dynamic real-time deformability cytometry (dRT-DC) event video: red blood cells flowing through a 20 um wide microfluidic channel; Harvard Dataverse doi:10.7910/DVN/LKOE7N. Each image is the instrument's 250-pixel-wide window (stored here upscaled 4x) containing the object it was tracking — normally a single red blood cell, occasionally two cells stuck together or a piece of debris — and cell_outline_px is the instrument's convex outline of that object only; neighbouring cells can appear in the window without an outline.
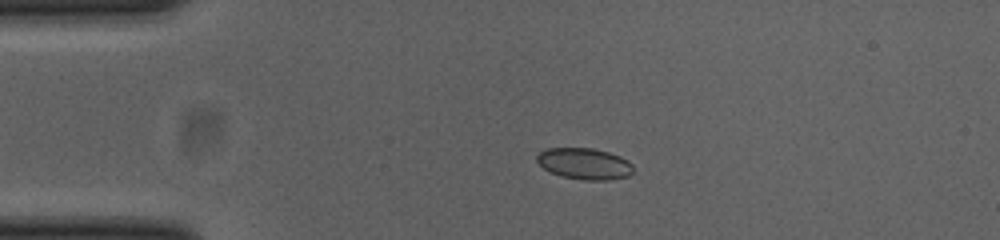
{"species": "common noctule bat (a hibernating species)", "species_latin": "Nyctalus noctula", "temperature_condition": "cold", "stored_images_in_passage": 42, "camera_frame_rate_fps": 3000, "um_per_image_px": 0.085, "animal": {"sex": "female", "body_mass_g": 23.0, "forearm_length_mm": 53.4}, "frame": {"image": 1, "passage_image": 1, "time_ms": 0.0, "image_size_px": [1000, 240], "cell_outline_px": [[632, 172], [628, 176], [608, 180], [584, 180], [564, 176], [552, 172], [544, 168], [536, 160], [536, 156], [544, 148], [592, 148], [608, 152], [620, 156], [628, 160], [632, 164]], "centroid_in_image_um": [49.68, 13.9], "position_along_channel_um": 35.3, "area_um2": 17.46}}
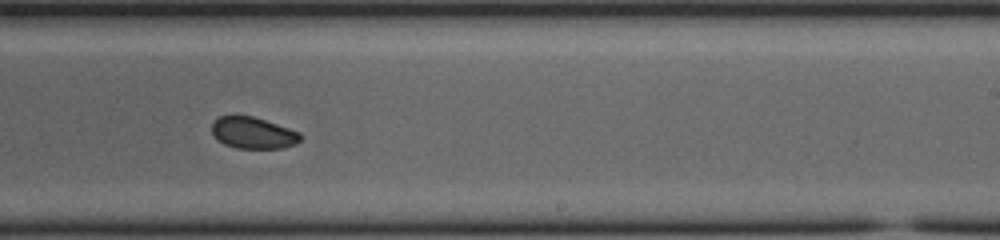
{"frame": {"image": 2, "passage_image": 22, "time_ms": 7.0, "image_size_px": [1000, 240], "cell_outline_px": [[300, 140], [296, 144], [284, 148], [236, 148], [224, 144], [212, 132], [212, 124], [220, 116], [252, 116], [300, 132]], "centroid_in_image_um": [21.53, 11.31], "position_along_channel_um": 267.5, "area_um2": 15.95}}
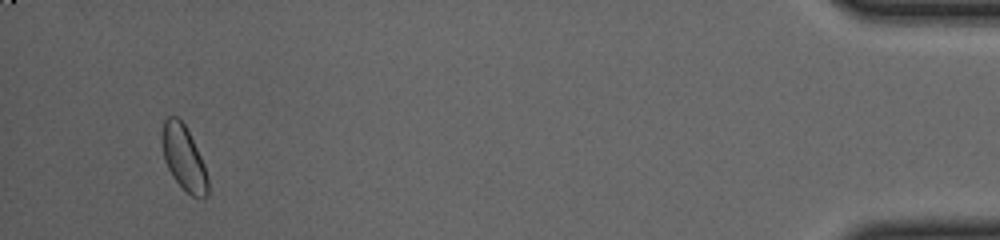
{"frame": {"image": 3, "passage_image": 40, "time_ms": 13.0, "image_size_px": [1000, 240], "cell_outline_px": [[208, 196], [192, 196], [172, 176], [164, 160], [160, 140], [164, 120], [168, 116], [176, 116], [184, 124], [204, 164], [208, 176]], "centroid_in_image_um": [15.59, 13.4], "position_along_channel_um": 419.6, "area_um2": 17.05}, "authors_computed_cell_mechanics": {"area_um2": 17.1377, "velocity_mm_per_s": 3.8466, "shape_relaxation_time_tau1_ms": null, "shape_relaxation_time_tau2_ms": 2.9536, "deformation_change_tau1": null, "deformation_change_tau2": 0.0512}}